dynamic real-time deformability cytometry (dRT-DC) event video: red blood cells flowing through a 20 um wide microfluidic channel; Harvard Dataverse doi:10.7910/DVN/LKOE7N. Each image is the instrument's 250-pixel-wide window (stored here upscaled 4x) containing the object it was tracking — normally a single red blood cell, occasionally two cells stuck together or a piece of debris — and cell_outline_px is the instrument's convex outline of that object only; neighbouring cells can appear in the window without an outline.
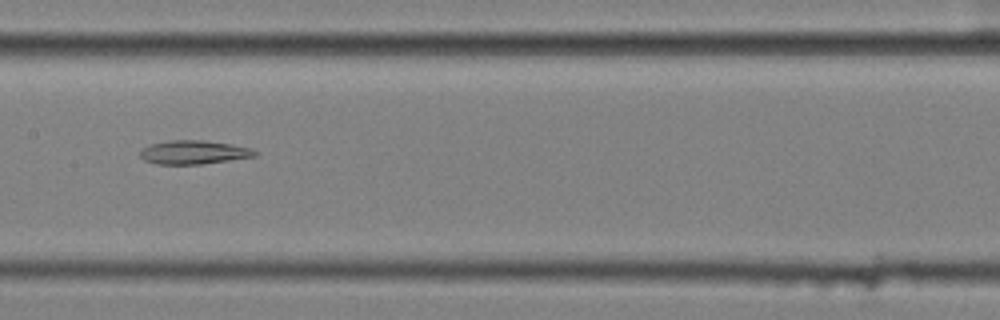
{"species": "common noctule bat (a hibernating species)", "species_latin": "Nyctalus noctula", "temperature_condition": "cold", "stored_images_in_passage": 13, "camera_frame_rate_fps": 3000, "um_per_image_px": 0.085, "animal": {"sex": "female", "body_mass_g": 25.1}, "frame": {"image": 1, "passage_image": 6, "time_ms": 1.667, "image_size_px": [1000, 320], "cell_outline_px": [[260, 152], [256, 156], [200, 164], [156, 164], [144, 160], [140, 156], [140, 148], [152, 144], [168, 140], [204, 140], [232, 144], [252, 148]], "centroid_in_image_um": [16.47, 12.93], "position_along_channel_um": 190.9, "area_um2": 15.95}}
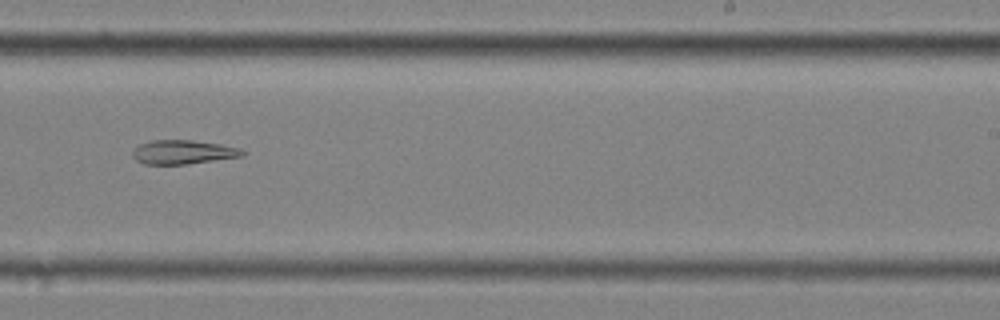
{"frame": {"image": 2, "passage_image": 8, "time_ms": 2.333, "image_size_px": [1000, 320], "cell_outline_px": [[244, 156], [184, 164], [144, 164], [136, 160], [132, 156], [132, 152], [140, 144], [152, 140], [192, 140], [220, 144], [240, 148], [244, 152]], "centroid_in_image_um": [15.55, 12.92], "position_along_channel_um": 273.5, "area_um2": 15.2}}